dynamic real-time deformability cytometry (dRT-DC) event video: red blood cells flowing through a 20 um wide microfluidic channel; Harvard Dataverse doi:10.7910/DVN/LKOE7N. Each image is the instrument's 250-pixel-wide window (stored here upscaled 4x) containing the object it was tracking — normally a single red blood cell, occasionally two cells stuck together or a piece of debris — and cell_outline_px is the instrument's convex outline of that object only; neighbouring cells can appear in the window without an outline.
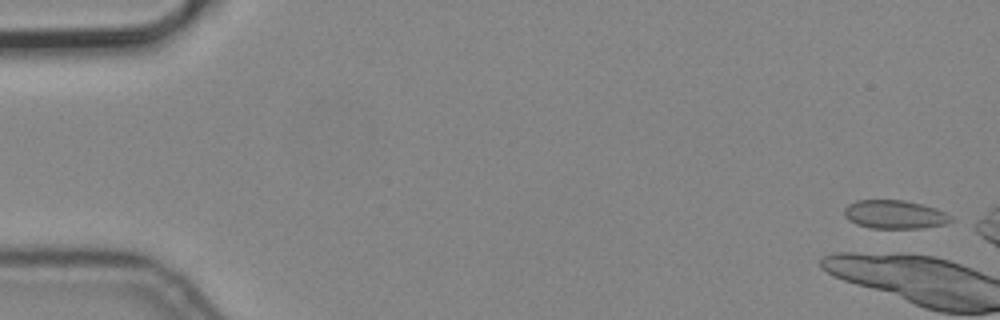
{"species": "common noctule bat (a hibernating species)", "species_latin": "Nyctalus noctula", "temperature_condition": "cold", "stored_images_in_passage": 4, "camera_frame_rate_fps": 3000, "um_per_image_px": 0.085, "animal": {"sex": "male", "body_mass_g": 19.2, "forearm_length_mm": 51.8}, "frame": {"image": 1, "passage_image": 1, "time_ms": 0.0, "image_size_px": [1000, 320], "cell_outline_px": [[956, 220], [944, 224], [920, 228], [872, 228], [856, 224], [848, 220], [844, 216], [844, 208], [848, 204], [856, 200], [904, 200], [936, 208], [952, 216]], "centroid_in_image_um": [76.04, 18.23], "position_along_channel_um": 9.0, "area_um2": 17.8}}